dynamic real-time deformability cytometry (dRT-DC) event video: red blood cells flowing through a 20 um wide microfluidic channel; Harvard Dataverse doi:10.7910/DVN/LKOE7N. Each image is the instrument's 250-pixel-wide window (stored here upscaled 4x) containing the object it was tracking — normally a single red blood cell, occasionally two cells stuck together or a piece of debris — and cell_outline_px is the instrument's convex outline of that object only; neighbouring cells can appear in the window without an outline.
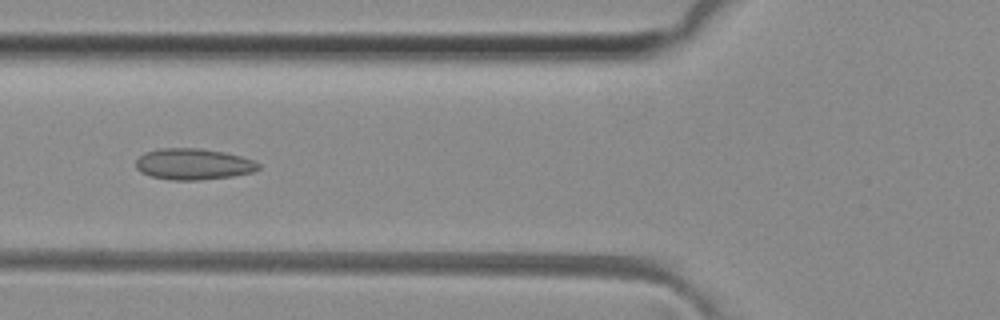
{"species": "common noctule bat (a hibernating species)", "species_latin": "Nyctalus noctula", "temperature_condition": "room temperature", "stored_images_in_passage": 37, "camera_frame_rate_fps": 3000, "um_per_image_px": 0.085, "animal": {"sex": "female", "body_mass_g": 29.2, "forearm_length_mm": 56.3}, "frame": {"image": 1, "passage_image": 6, "time_ms": 1.667, "image_size_px": [1000, 320], "cell_outline_px": [[260, 168], [252, 172], [232, 176], [200, 180], [172, 180], [152, 176], [140, 172], [136, 168], [136, 160], [144, 152], [160, 148], [200, 148], [224, 152], [240, 156], [252, 160], [260, 164]], "centroid_in_image_um": [16.42, 13.94], "position_along_channel_um": 109.4, "area_um2": 22.25}}
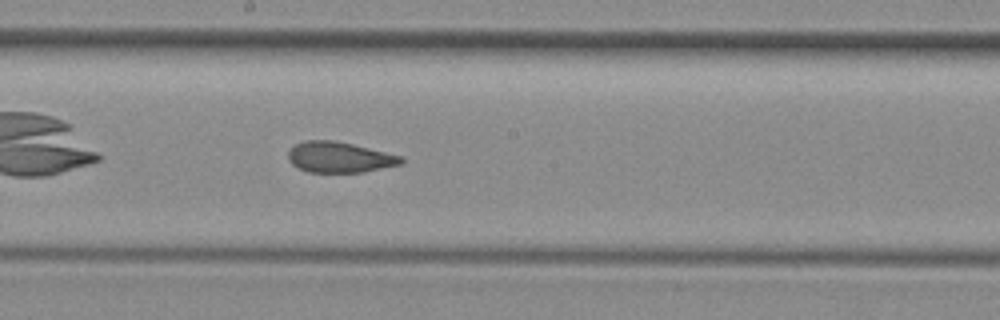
{"frame": {"image": 2, "passage_image": 14, "time_ms": 4.333, "image_size_px": [1000, 320], "cell_outline_px": [[404, 160], [400, 164], [364, 172], [308, 172], [292, 164], [288, 160], [288, 152], [296, 144], [304, 140], [332, 140], [352, 144], [400, 156]], "centroid_in_image_um": [28.81, 13.37], "position_along_channel_um": 219.4, "area_um2": 19.88}}
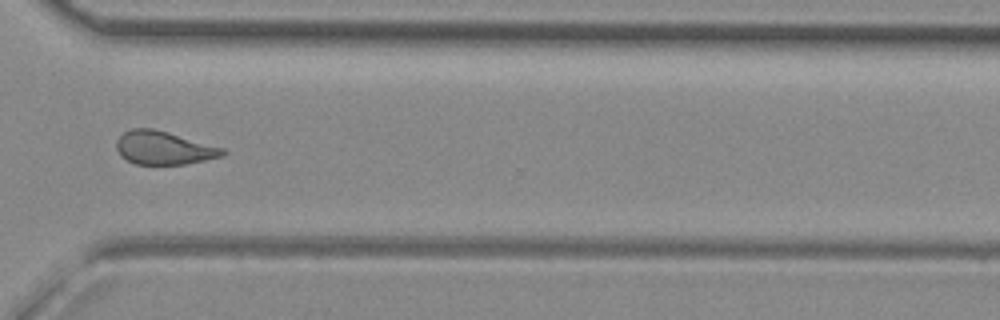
{"frame": {"image": 3, "passage_image": 24, "time_ms": 7.667, "image_size_px": [1000, 320], "cell_outline_px": [[228, 152], [224, 156], [184, 164], [136, 164], [120, 156], [116, 148], [116, 140], [124, 132], [132, 128], [152, 128], [168, 132], [224, 148]], "centroid_in_image_um": [13.92, 12.57], "position_along_channel_um": 356.7, "area_um2": 20.58}, "authors_computed_cell_mechanics": {"area_um2": 20.9236, "velocity_mm_per_s": 4.1176, "shape_relaxation_time_tau1_ms": null, "shape_relaxation_time_tau2_ms": 1.633, "deformation_change_tau1": null, "deformation_change_tau2": 0.089}}